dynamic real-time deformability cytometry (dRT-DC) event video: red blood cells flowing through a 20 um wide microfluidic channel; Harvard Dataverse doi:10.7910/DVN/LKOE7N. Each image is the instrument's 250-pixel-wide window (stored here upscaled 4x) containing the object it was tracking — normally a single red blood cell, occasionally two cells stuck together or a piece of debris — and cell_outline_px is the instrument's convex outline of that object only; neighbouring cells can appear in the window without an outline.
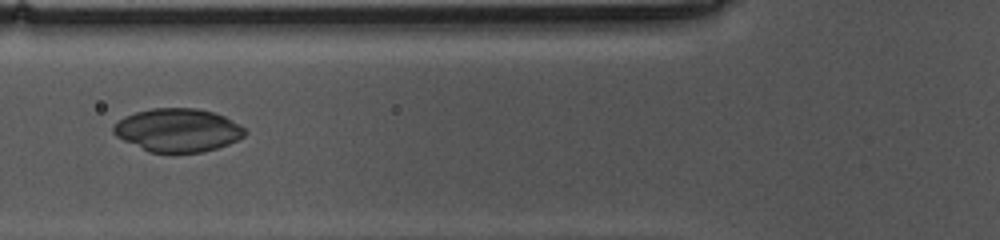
{"species": "common noctule bat (a hibernating species)", "species_latin": "Nyctalus noctula", "temperature_condition": "cold", "stored_images_in_passage": 40, "camera_frame_rate_fps": 3000, "um_per_image_px": 0.085, "animal": {"sex": "female", "body_mass_g": 10.0, "forearm_length_mm": 53.1}, "frame": {"image": 1, "passage_image": 19, "time_ms": 6.0, "image_size_px": [1000, 240], "cell_outline_px": [[248, 132], [244, 136], [228, 144], [216, 148], [200, 152], [148, 152], [116, 136], [112, 132], [112, 128], [124, 116], [136, 112], [152, 108], [196, 108], [212, 112], [224, 116], [240, 124]], "centroid_in_image_um": [15.11, 11.05], "position_along_channel_um": 110.7, "area_um2": 32.95}}
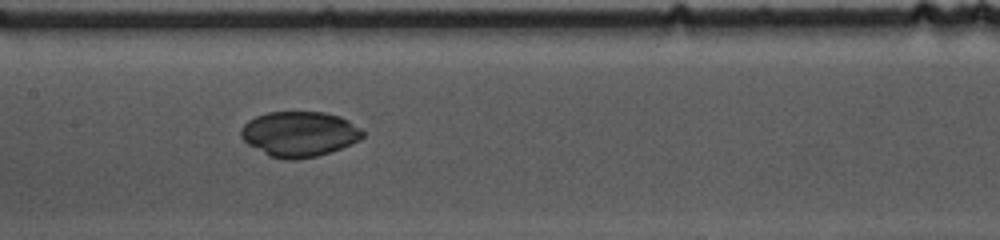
{"frame": {"image": 2, "passage_image": 25, "time_ms": 8.0, "image_size_px": [1000, 240], "cell_outline_px": [[364, 136], [360, 140], [340, 148], [316, 156], [292, 160], [288, 160], [268, 156], [248, 144], [240, 136], [240, 128], [248, 120], [256, 116], [268, 112], [324, 112], [340, 116], [348, 120], [360, 128], [364, 132]], "centroid_in_image_um": [25.42, 11.38], "position_along_channel_um": 182.0, "area_um2": 32.08}}
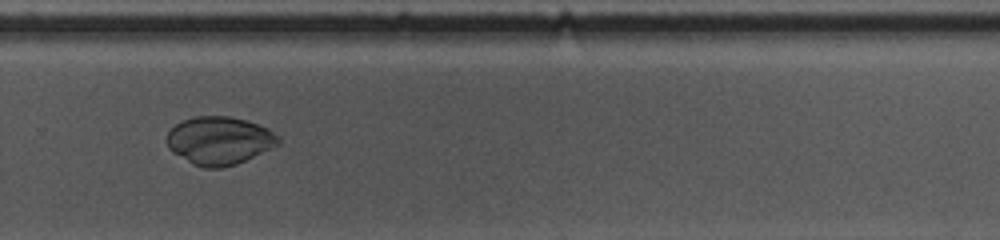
{"frame": {"image": 3, "passage_image": 36, "time_ms": 11.667, "image_size_px": [1000, 240], "cell_outline_px": [[280, 144], [236, 164], [220, 168], [204, 168], [192, 164], [172, 152], [168, 148], [164, 140], [164, 136], [176, 124], [184, 120], [196, 116], [228, 116], [248, 120], [268, 128], [280, 136]], "centroid_in_image_um": [18.62, 11.95], "position_along_channel_um": 311.2, "area_um2": 31.5}}